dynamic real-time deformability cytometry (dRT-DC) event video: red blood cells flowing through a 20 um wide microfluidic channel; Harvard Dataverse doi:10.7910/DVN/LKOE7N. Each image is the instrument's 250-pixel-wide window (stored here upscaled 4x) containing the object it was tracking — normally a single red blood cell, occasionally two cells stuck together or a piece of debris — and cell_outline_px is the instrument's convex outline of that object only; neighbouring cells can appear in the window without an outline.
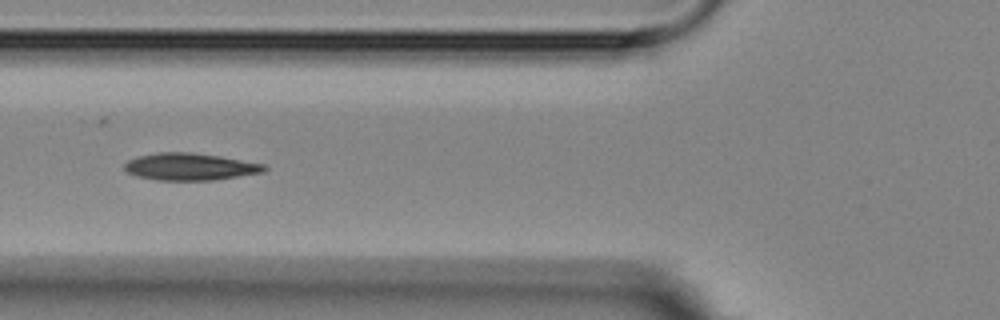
{"species": "Egyptian fruit bat (a non-hibernating species)", "species_latin": "Rousettus aegyptiacus", "temperature_condition": "room temperature", "stored_images_in_passage": 11, "camera_frame_rate_fps": 3000, "um_per_image_px": 0.085, "animal": {"sex": "female"}, "frame": {"image": 1, "passage_image": 2, "time_ms": 1.0, "image_size_px": [1000, 320], "cell_outline_px": [[268, 168], [264, 172], [212, 180], [156, 180], [136, 176], [128, 172], [124, 168], [124, 164], [128, 160], [136, 156], [156, 152], [192, 152], [220, 156], [264, 164]], "centroid_in_image_um": [16.12, 14.16], "position_along_channel_um": 109.7, "area_um2": 22.14}}
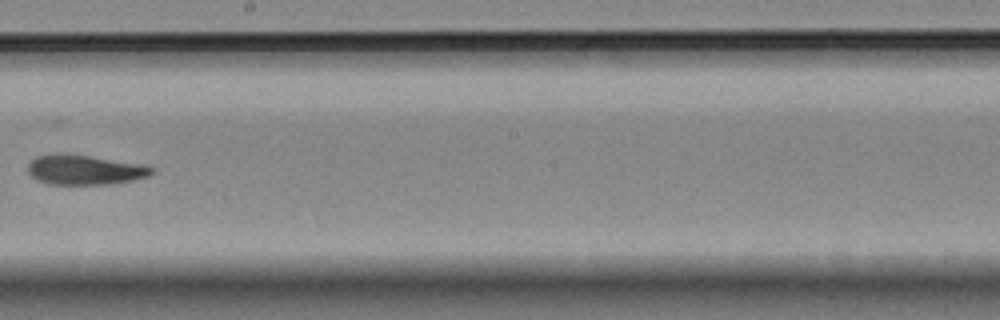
{"frame": {"image": 2, "passage_image": 5, "time_ms": 4.667, "image_size_px": [1000, 320], "cell_outline_px": [[156, 172], [148, 176], [132, 180], [108, 184], [48, 184], [36, 180], [28, 172], [28, 164], [36, 156], [52, 152], [64, 152], [148, 164], [156, 168]], "centroid_in_image_um": [7.23, 14.4], "position_along_channel_um": 241.0, "area_um2": 22.2}}
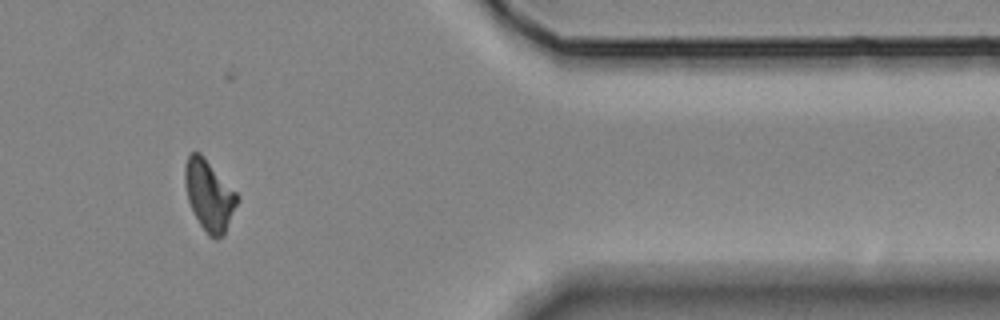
{"frame": {"image": 3, "passage_image": 9, "time_ms": 9.667, "image_size_px": [1000, 320], "cell_outline_px": [[240, 200], [224, 236], [216, 240], [208, 236], [200, 224], [188, 200], [184, 184], [184, 168], [188, 156], [192, 152], [200, 152], [240, 196]], "centroid_in_image_um": [17.81, 16.63], "position_along_channel_um": 393.6, "area_um2": 21.73}}